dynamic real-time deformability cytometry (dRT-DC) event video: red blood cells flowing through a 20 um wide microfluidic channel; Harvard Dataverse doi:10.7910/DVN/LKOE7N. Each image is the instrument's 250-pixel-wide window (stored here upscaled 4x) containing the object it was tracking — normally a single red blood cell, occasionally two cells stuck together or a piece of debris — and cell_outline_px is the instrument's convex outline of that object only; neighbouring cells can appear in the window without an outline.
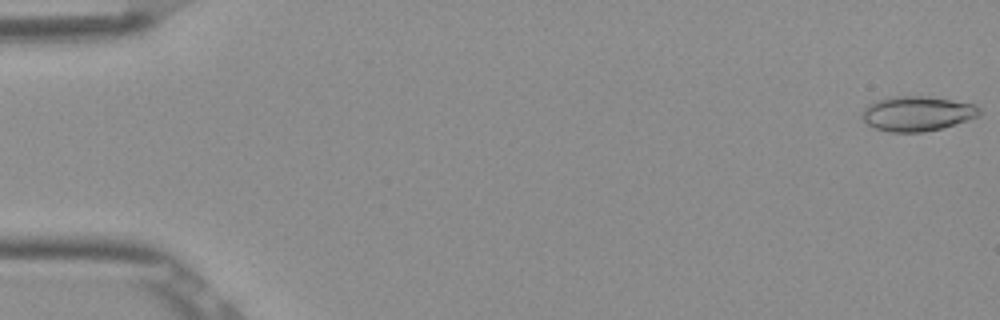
{"species": "Egyptian fruit bat (a non-hibernating species)", "species_latin": "Rousettus aegyptiacus", "temperature_condition": "room temperature", "stored_images_in_passage": 5, "camera_frame_rate_fps": 3000, "um_per_image_px": 0.085, "frame": {"image": 1, "passage_image": 1, "time_ms": 0.0, "image_size_px": [1000, 320], "cell_outline_px": [[980, 116], [968, 120], [940, 128], [924, 132], [892, 132], [872, 128], [860, 116], [864, 108], [868, 104], [876, 100], [896, 96], [924, 96], [972, 104], [980, 108]], "centroid_in_image_um": [77.91, 9.66], "position_along_channel_um": 7.1, "area_um2": 23.64}}